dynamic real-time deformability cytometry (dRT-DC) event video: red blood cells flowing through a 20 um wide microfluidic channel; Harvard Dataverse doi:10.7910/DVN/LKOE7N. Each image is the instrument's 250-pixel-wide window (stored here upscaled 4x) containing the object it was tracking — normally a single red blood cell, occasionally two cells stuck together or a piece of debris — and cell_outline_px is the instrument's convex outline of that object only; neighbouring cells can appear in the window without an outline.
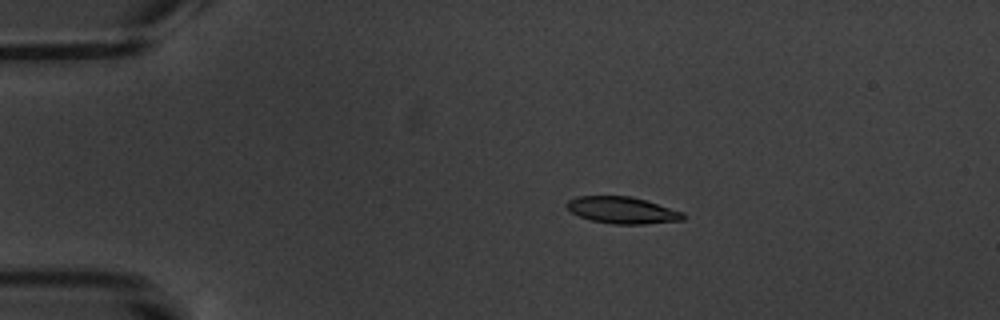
{"species": "common noctule bat (a hibernating species)", "species_latin": "Nyctalus noctula", "temperature_condition": "warm", "stored_images_in_passage": 4, "camera_frame_rate_fps": 3000, "um_per_image_px": 0.085, "animal": {"sex": "male", "body_mass_g": 20.1, "forearm_length_mm": 53.5}, "frame": {"image": 1, "passage_image": 3, "time_ms": 2.333, "image_size_px": [1000, 320], "cell_outline_px": [[684, 220], [644, 224], [612, 224], [592, 220], [580, 216], [572, 212], [564, 204], [568, 200], [576, 196], [632, 196], [684, 212]], "centroid_in_image_um": [52.89, 17.86], "position_along_channel_um": 32.1, "area_um2": 18.09}}